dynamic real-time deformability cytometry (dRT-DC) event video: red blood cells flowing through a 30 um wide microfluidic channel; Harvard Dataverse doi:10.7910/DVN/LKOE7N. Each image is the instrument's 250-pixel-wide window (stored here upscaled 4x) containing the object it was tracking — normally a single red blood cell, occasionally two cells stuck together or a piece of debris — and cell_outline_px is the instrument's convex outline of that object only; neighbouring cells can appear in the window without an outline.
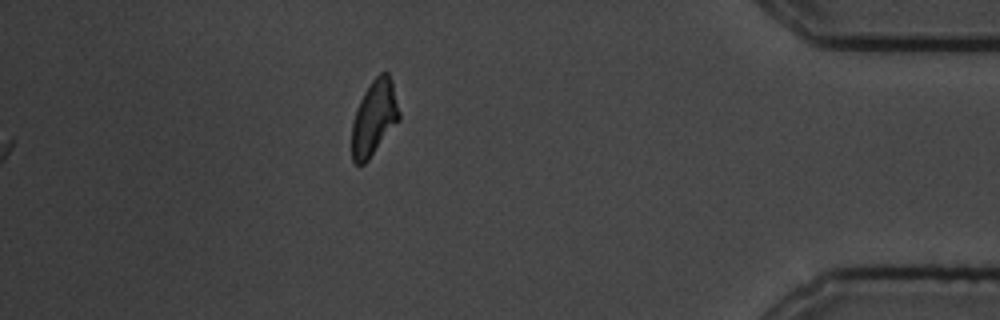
{"species": "common noctule bat (a hibernating species)", "species_latin": "Nyctalus noctula", "temperature_condition": "cold", "stored_images_in_passage": 49, "camera_frame_rate_fps": 3000, "um_per_image_px": 0.085, "animal": {"sex": "male", "body_mass_g": 19.5, "forearm_length_mm": 54.6}, "frame": {"image": 1, "passage_image": 49, "time_ms": 16.0, "image_size_px": [1000, 320], "cell_outline_px": [[400, 120], [368, 160], [364, 164], [356, 164], [352, 160], [352, 124], [356, 108], [368, 84], [380, 72], [388, 72], [392, 80], [400, 112]], "centroid_in_image_um": [31.81, 10.0], "position_along_channel_um": 403.4, "area_um2": 20.87}}